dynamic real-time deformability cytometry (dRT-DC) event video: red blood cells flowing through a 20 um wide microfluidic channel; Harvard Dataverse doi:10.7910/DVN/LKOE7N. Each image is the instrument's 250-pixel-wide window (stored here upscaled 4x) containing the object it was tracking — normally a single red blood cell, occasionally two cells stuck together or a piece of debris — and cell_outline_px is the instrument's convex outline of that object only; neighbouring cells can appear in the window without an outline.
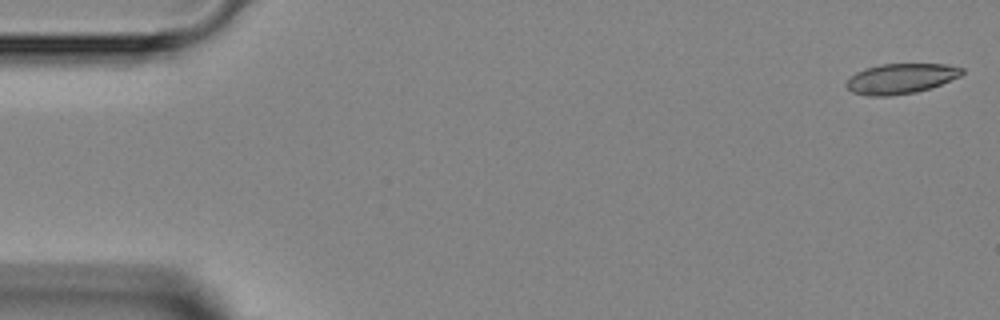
{"species": "Egyptian fruit bat (a non-hibernating species)", "species_latin": "Rousettus aegyptiacus", "temperature_condition": "room temperature", "stored_images_in_passage": 47, "camera_frame_rate_fps": 3000, "um_per_image_px": 0.085, "animal": {"sex": "female"}, "frame": {"image": 1, "passage_image": 1, "time_ms": 0.0, "image_size_px": [1000, 320], "cell_outline_px": [[964, 72], [960, 76], [932, 88], [916, 92], [888, 96], [868, 96], [852, 92], [844, 84], [856, 72], [864, 68], [880, 64], [948, 64], [964, 68]], "centroid_in_image_um": [76.58, 6.68], "position_along_channel_um": 8.4, "area_um2": 20.46}}
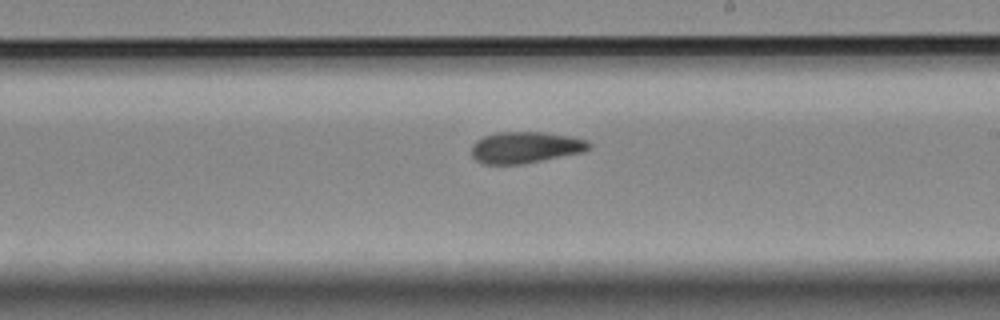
{"frame": {"image": 2, "passage_image": 27, "time_ms": 8.667, "image_size_px": [1000, 320], "cell_outline_px": [[592, 144], [584, 152], [524, 164], [484, 164], [476, 160], [472, 156], [472, 144], [476, 140], [484, 136], [496, 132], [544, 132], [572, 136], [588, 140]], "centroid_in_image_um": [44.67, 12.52], "position_along_channel_um": 244.3, "area_um2": 21.73}}
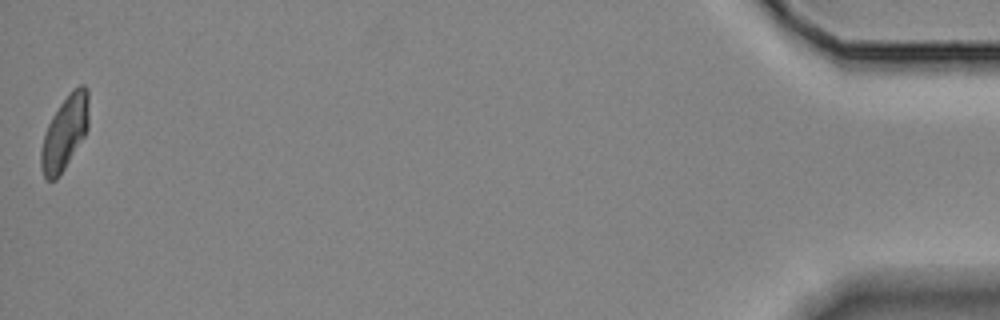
{"frame": {"image": 3, "passage_image": 47, "time_ms": 15.333, "image_size_px": [1000, 320], "cell_outline_px": [[88, 128], [84, 136], [64, 168], [56, 180], [44, 180], [40, 164], [40, 152], [44, 132], [52, 116], [60, 104], [72, 88], [80, 84], [84, 84], [88, 88]], "centroid_in_image_um": [5.49, 11.26], "position_along_channel_um": 429.7, "area_um2": 20.58}}